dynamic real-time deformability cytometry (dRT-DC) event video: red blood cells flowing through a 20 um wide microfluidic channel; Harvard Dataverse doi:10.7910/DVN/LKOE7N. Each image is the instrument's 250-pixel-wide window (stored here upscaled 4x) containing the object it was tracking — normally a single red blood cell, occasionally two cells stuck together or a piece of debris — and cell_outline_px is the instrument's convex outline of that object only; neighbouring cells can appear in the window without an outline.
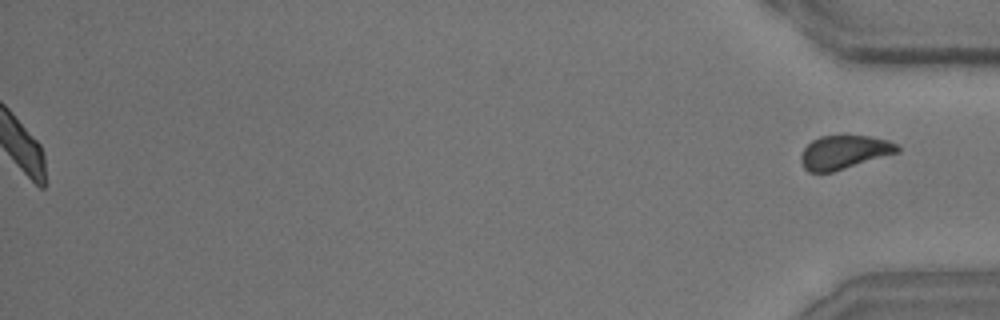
{"species": "common noctule bat (a hibernating species)", "species_latin": "Nyctalus noctula", "temperature_condition": "room temperature", "stored_images_in_passage": 42, "segment_of_instrument_passage": [2, 2], "camera_frame_rate_fps": 3000, "um_per_image_px": 0.085, "animal": {"sex": "male", "body_mass_g": 15.6}, "frame": {"image": 1, "passage_image": 42, "time_ms": 13.667, "image_size_px": [1000, 320], "cell_outline_px": [[900, 152], [832, 172], [808, 172], [804, 168], [800, 160], [800, 156], [804, 148], [812, 140], [820, 136], [868, 136], [888, 140], [896, 144], [900, 148]], "centroid_in_image_um": [71.74, 12.94], "position_along_channel_um": 363.5, "area_um2": 18.84}}